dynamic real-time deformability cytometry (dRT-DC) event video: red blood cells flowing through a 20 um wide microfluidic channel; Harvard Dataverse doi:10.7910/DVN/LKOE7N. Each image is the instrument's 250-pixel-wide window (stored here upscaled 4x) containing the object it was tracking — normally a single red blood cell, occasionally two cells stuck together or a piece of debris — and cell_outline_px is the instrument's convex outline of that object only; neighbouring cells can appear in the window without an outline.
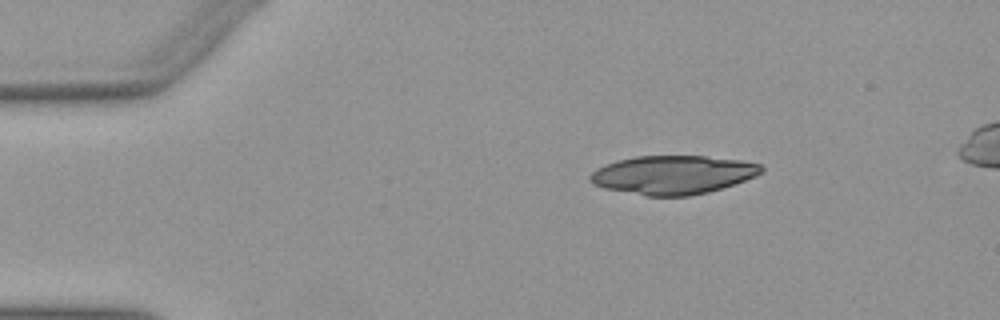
{"species": "Egyptian fruit bat (a non-hibernating species)", "species_latin": "Rousettus aegyptiacus", "temperature_condition": "warm", "stored_images_in_passage": 45, "camera_frame_rate_fps": 3000, "um_per_image_px": 0.085, "animal": {"sex": "female"}, "frame": {"image": 1, "passage_image": 1, "time_ms": 0.0, "image_size_px": [1000, 320], "cell_outline_px": [[764, 172], [756, 176], [708, 192], [688, 196], [644, 196], [604, 188], [596, 184], [588, 176], [596, 168], [604, 164], [616, 160], [636, 156], [704, 156], [740, 160], [760, 164], [764, 168]], "centroid_in_image_um": [57.19, 14.85], "position_along_channel_um": 27.8, "area_um2": 38.49}}